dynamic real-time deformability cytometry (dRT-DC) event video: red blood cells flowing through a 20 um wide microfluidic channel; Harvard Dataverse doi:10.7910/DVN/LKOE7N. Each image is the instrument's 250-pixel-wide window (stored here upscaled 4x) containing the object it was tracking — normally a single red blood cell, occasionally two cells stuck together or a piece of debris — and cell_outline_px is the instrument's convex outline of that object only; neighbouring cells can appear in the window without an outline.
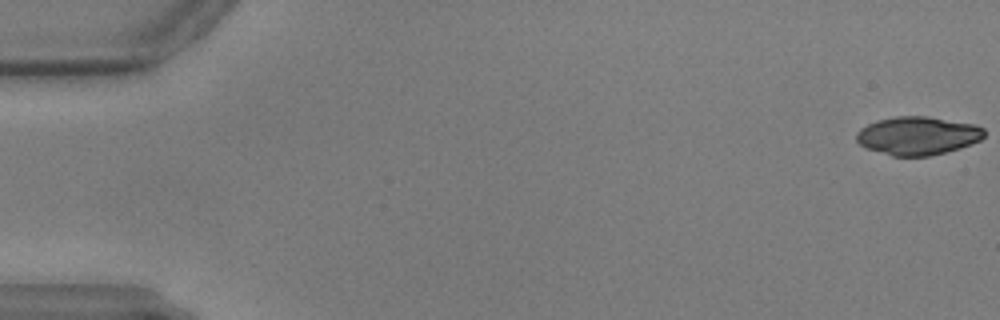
{"species": "common noctule bat (a hibernating species)", "species_latin": "Nyctalus noctula", "temperature_condition": "warm", "stored_images_in_passage": 5, "camera_frame_rate_fps": 3000, "um_per_image_px": 0.085, "animal": {"sex": "male", "body_mass_g": 17.9, "forearm_length_mm": 54.2}, "frame": {"image": 1, "passage_image": 1, "time_ms": 0.0, "image_size_px": [1000, 320], "cell_outline_px": [[984, 136], [980, 140], [972, 144], [960, 148], [928, 156], [892, 156], [864, 148], [856, 140], [856, 132], [860, 128], [876, 120], [896, 116], [928, 116], [976, 124], [984, 128]], "centroid_in_image_um": [77.99, 11.53], "position_along_channel_um": 7.0, "area_um2": 28.78}}